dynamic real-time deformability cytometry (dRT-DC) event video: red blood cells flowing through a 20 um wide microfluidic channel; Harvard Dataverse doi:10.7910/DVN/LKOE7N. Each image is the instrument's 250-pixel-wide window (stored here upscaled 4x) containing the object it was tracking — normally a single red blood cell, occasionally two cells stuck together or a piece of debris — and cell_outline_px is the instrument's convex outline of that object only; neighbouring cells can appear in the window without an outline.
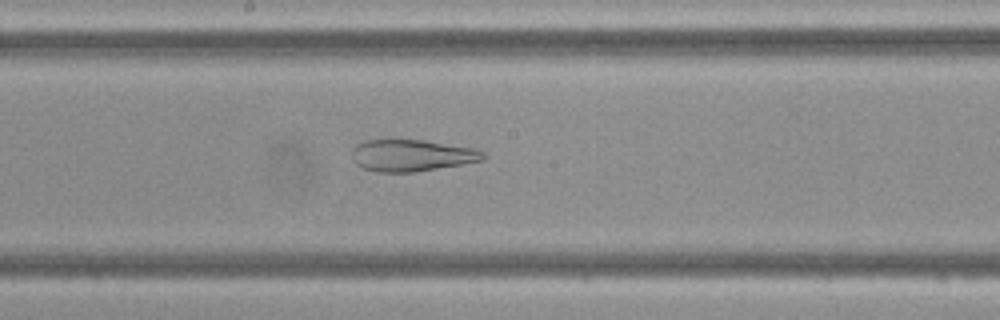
{"species": "Egyptian fruit bat (a non-hibernating species)", "species_latin": "Rousettus aegyptiacus", "temperature_condition": "cold", "stored_images_in_passage": 34, "camera_frame_rate_fps": 3000, "um_per_image_px": 0.085, "frame": {"image": 1, "passage_image": 11, "time_ms": 3.333, "image_size_px": [1000, 320], "cell_outline_px": [[484, 160], [476, 164], [412, 172], [376, 172], [364, 168], [356, 164], [352, 156], [352, 148], [356, 144], [364, 140], [424, 140], [476, 148], [484, 152]], "centroid_in_image_um": [35.08, 13.22], "position_along_channel_um": 213.1, "area_um2": 24.85}}
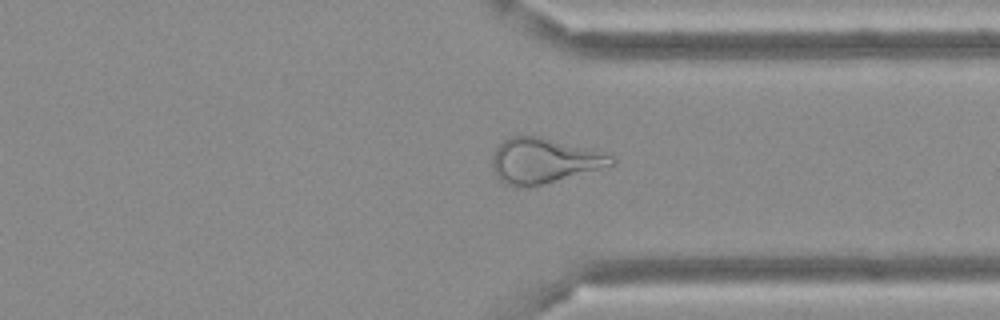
{"frame": {"image": 2, "passage_image": 22, "time_ms": 7.0, "image_size_px": [1000, 320], "cell_outline_px": [[616, 164], [528, 188], [516, 188], [504, 184], [496, 176], [492, 164], [492, 156], [496, 148], [508, 136], [540, 136], [616, 156]], "centroid_in_image_um": [46.19, 13.68], "position_along_channel_um": 365.2, "area_um2": 31.33}}
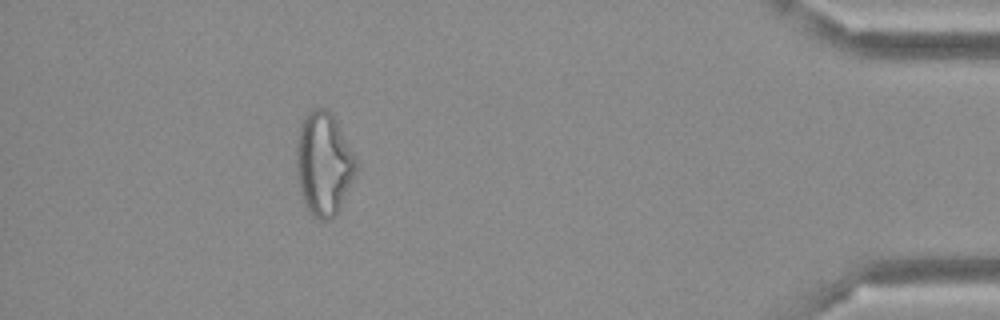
{"frame": {"image": 3, "passage_image": 29, "time_ms": 9.333, "image_size_px": [1000, 320], "cell_outline_px": [[356, 172], [336, 212], [328, 220], [320, 220], [312, 216], [304, 204], [296, 180], [296, 144], [300, 124], [304, 116], [312, 108], [324, 108], [332, 112], [356, 160]], "centroid_in_image_um": [27.45, 13.89], "position_along_channel_um": 407.7, "area_um2": 35.66}}